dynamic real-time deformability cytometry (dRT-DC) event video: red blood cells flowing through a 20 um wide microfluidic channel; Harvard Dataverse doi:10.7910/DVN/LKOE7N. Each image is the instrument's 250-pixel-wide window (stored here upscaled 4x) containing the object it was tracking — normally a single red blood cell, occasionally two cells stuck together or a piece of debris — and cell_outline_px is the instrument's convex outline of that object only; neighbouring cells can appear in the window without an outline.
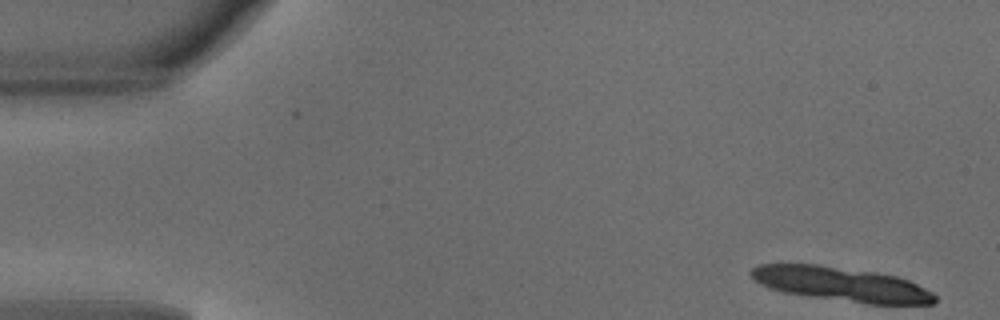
{"species": "common noctule bat (a hibernating species)", "species_latin": "Nyctalus noctula", "temperature_condition": "warm", "stored_images_in_passage": 9, "camera_frame_rate_fps": 3000, "um_per_image_px": 0.085, "animal": {"sex": "male", "body_mass_g": 18.8}, "frame": {"image": 1, "passage_image": 1, "time_ms": 0.0, "image_size_px": [1000, 320], "cell_outline_px": [[936, 300], [932, 304], [864, 304], [784, 292], [772, 288], [756, 280], [748, 272], [752, 268], [760, 264], [816, 264], [876, 272], [896, 276], [908, 280], [932, 292], [936, 296]], "centroid_in_image_um": [71.55, 24.15], "position_along_channel_um": 13.5, "area_um2": 36.3}}